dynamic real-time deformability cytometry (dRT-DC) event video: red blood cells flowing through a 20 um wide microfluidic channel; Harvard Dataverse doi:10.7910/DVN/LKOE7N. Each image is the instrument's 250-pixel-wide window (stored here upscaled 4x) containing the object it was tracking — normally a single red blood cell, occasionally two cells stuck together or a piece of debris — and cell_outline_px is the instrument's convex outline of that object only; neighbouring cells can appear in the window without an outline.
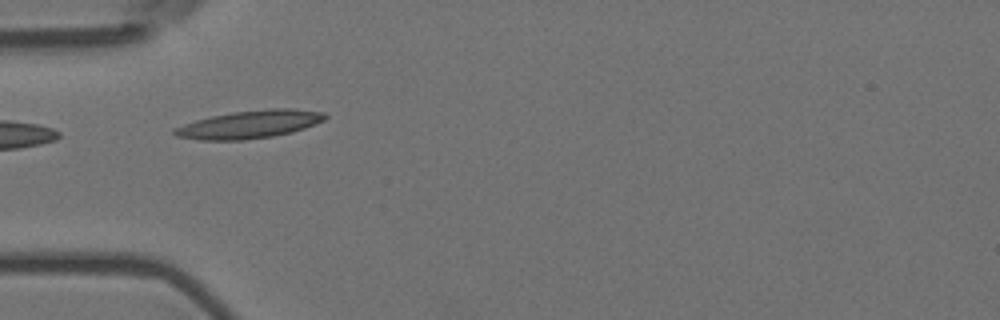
{"species": "Egyptian fruit bat (a non-hibernating species)", "species_latin": "Rousettus aegyptiacus", "temperature_condition": "room temperature", "stored_images_in_passage": 4, "camera_frame_rate_fps": 3000, "um_per_image_px": 0.085, "animal": {"sex": "female"}, "frame": {"image": 1, "passage_image": 3, "time_ms": 0.667, "image_size_px": [1000, 320], "cell_outline_px": [[328, 116], [324, 120], [304, 128], [292, 132], [272, 136], [244, 140], [200, 140], [176, 136], [172, 132], [172, 128], [196, 120], [212, 116], [232, 112], [272, 108], [292, 108], [324, 112]], "centroid_in_image_um": [21.21, 10.57], "position_along_channel_um": 63.8, "area_um2": 24.45}}
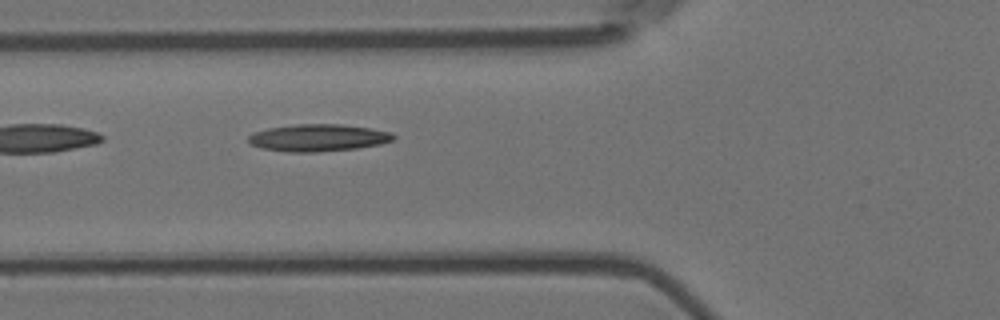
{"frame": {"image": 2, "passage_image": 4, "time_ms": 1.0, "image_size_px": [1000, 320], "cell_outline_px": [[396, 136], [392, 140], [380, 144], [356, 148], [316, 152], [288, 152], [264, 148], [252, 144], [248, 140], [248, 136], [252, 132], [268, 128], [296, 124], [340, 124], [372, 128], [392, 132]], "centroid_in_image_um": [27.06, 11.7], "position_along_channel_um": 98.7, "area_um2": 22.89}}